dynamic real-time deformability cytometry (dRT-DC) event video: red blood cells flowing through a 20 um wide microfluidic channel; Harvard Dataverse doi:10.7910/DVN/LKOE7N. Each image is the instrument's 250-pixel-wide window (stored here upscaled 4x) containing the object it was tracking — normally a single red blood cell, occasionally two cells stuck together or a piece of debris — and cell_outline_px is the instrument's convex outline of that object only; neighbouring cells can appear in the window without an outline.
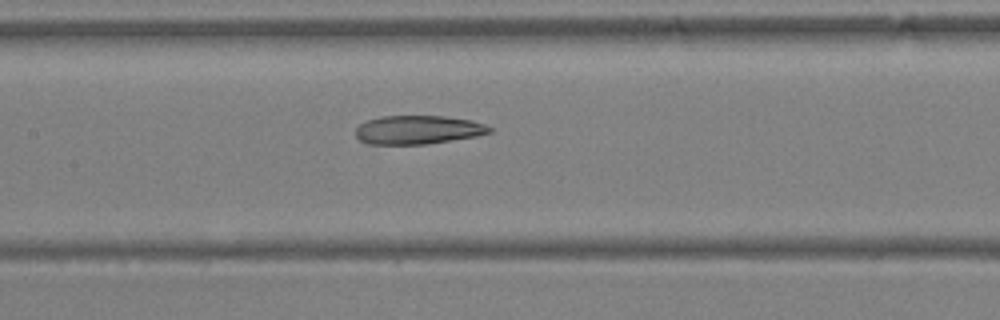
{"species": "Egyptian fruit bat (a non-hibernating species)", "species_latin": "Rousettus aegyptiacus", "temperature_condition": "warm", "stored_images_in_passage": 52, "camera_frame_rate_fps": 3000, "um_per_image_px": 0.085, "animal": {"sex": "female"}, "frame": {"image": 1, "passage_image": 28, "time_ms": 9.0, "image_size_px": [1000, 320], "cell_outline_px": [[492, 132], [476, 136], [428, 144], [368, 144], [360, 140], [356, 136], [356, 128], [360, 124], [368, 120], [380, 116], [444, 116], [472, 120], [484, 124], [492, 128]], "centroid_in_image_um": [35.53, 11.03], "position_along_channel_um": 171.9, "area_um2": 22.37}}
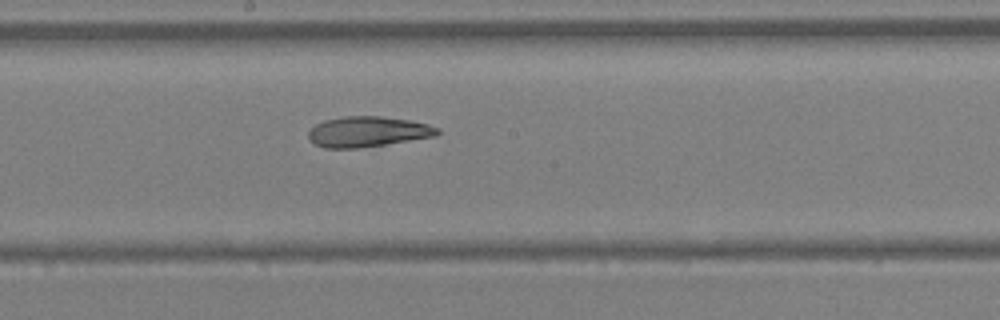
{"frame": {"image": 2, "passage_image": 31, "time_ms": 10.0, "image_size_px": [1000, 320], "cell_outline_px": [[440, 132], [436, 136], [384, 144], [356, 148], [324, 148], [316, 144], [308, 136], [308, 132], [316, 124], [324, 120], [344, 116], [380, 116], [412, 120], [428, 124], [440, 128]], "centroid_in_image_um": [31.29, 11.18], "position_along_channel_um": 216.9, "area_um2": 22.77}}
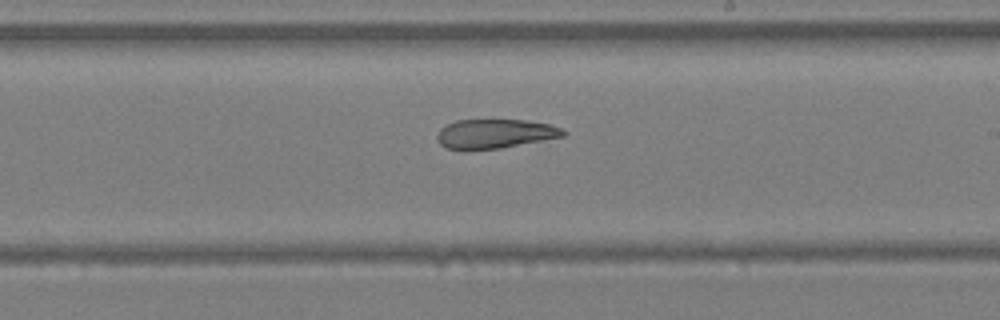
{"frame": {"image": 3, "passage_image": 33, "time_ms": 10.667, "image_size_px": [1000, 320], "cell_outline_px": [[568, 132], [564, 136], [500, 148], [448, 148], [440, 144], [436, 140], [436, 136], [440, 128], [456, 120], [524, 120], [548, 124], [560, 128]], "centroid_in_image_um": [42.07, 11.35], "position_along_channel_um": 246.9, "area_um2": 20.98}}